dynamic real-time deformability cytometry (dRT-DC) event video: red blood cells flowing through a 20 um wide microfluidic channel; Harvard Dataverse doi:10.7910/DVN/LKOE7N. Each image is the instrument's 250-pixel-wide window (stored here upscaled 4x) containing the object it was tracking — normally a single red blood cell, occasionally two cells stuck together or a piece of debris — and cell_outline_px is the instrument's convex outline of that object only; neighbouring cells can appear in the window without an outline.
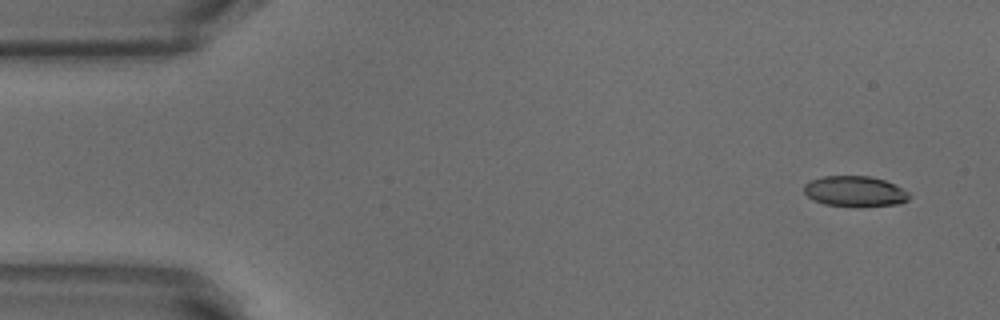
{"species": "common noctule bat (a hibernating species)", "species_latin": "Nyctalus noctula", "temperature_condition": "warm", "stored_images_in_passage": 49, "camera_frame_rate_fps": 3000, "um_per_image_px": 0.085, "animal": {"sex": "male", "body_mass_g": 18.8}, "frame": {"image": 1, "passage_image": 1, "time_ms": 0.0, "image_size_px": [1000, 320], "cell_outline_px": [[908, 200], [896, 204], [824, 204], [812, 200], [804, 192], [804, 184], [812, 180], [824, 176], [868, 176], [884, 180], [908, 192]], "centroid_in_image_um": [72.6, 16.22], "position_along_channel_um": 12.4, "area_um2": 17.74}}
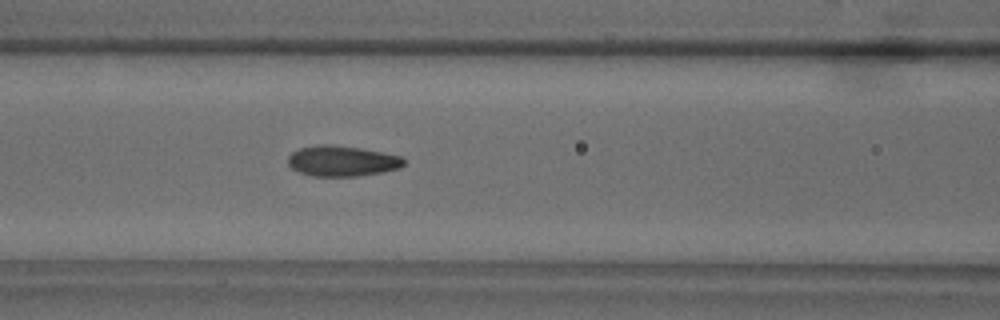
{"frame": {"image": 2, "passage_image": 19, "time_ms": 6.0, "image_size_px": [1000, 320], "cell_outline_px": [[404, 164], [400, 168], [384, 172], [356, 176], [312, 176], [300, 172], [292, 168], [288, 164], [288, 156], [292, 152], [300, 148], [316, 144], [332, 144], [364, 148], [400, 156], [404, 160]], "centroid_in_image_um": [29.07, 13.67], "position_along_channel_um": 137.5, "area_um2": 20.81}}
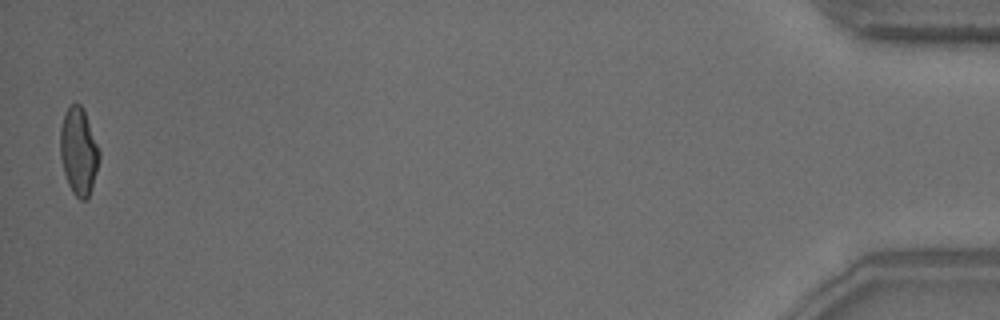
{"frame": {"image": 3, "passage_image": 49, "time_ms": 16.0, "image_size_px": [1000, 320], "cell_outline_px": [[100, 160], [88, 200], [80, 200], [72, 192], [68, 184], [64, 172], [60, 156], [60, 128], [64, 116], [68, 108], [72, 104], [80, 104], [84, 108], [100, 152]], "centroid_in_image_um": [6.69, 12.89], "position_along_channel_um": 428.5, "area_um2": 19.88}, "authors_computed_cell_mechanics": {"area_um2": 20.1144, "velocity_mm_per_s": 3.8778, "shape_relaxation_time_tau1_ms": 4.6543, "shape_relaxation_time_tau2_ms": 1.4316, "deformation_change_tau1": 0.1705, "deformation_change_tau2": 0.0789}}